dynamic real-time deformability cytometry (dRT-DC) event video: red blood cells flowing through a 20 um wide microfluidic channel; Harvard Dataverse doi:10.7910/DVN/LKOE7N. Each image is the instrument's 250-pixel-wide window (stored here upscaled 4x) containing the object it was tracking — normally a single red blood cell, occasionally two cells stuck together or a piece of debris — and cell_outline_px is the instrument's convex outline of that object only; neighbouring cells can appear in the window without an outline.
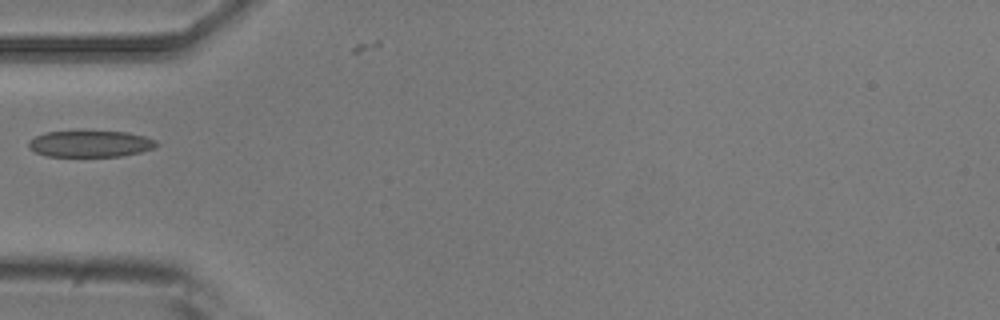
{"species": "common noctule bat (a hibernating species)", "species_latin": "Nyctalus noctula", "temperature_condition": "room temperature", "stored_images_in_passage": 25, "camera_frame_rate_fps": 3000, "um_per_image_px": 0.085, "animal": {"sex": "male", "body_mass_g": 20.5, "forearm_length_mm": 52.5}, "frame": {"image": 1, "passage_image": 1, "time_ms": 0.0, "image_size_px": [1000, 320], "cell_outline_px": [[160, 144], [156, 148], [140, 152], [120, 156], [48, 156], [36, 152], [28, 148], [28, 140], [44, 132], [128, 132], [144, 136], [156, 140]], "centroid_in_image_um": [7.7, 12.23], "position_along_channel_um": 77.3, "area_um2": 19.59}}
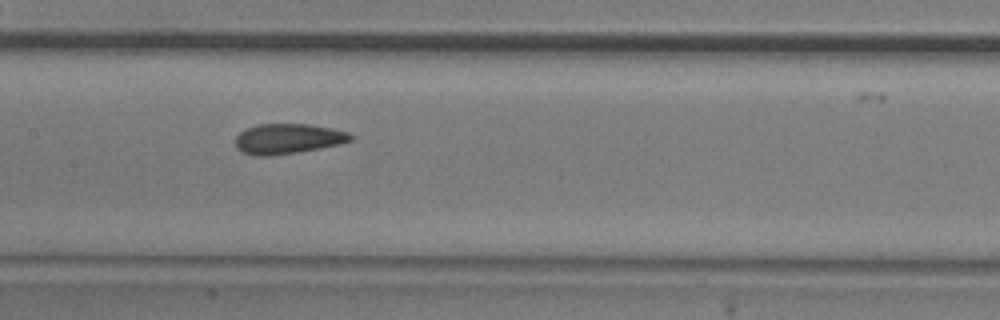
{"frame": {"image": 2, "passage_image": 9, "time_ms": 2.667, "image_size_px": [1000, 320], "cell_outline_px": [[356, 136], [352, 140], [340, 144], [300, 152], [272, 156], [256, 156], [240, 152], [236, 148], [236, 136], [240, 132], [248, 128], [260, 124], [308, 124], [332, 128], [348, 132]], "centroid_in_image_um": [24.49, 11.81], "position_along_channel_um": 182.9, "area_um2": 20.46}}
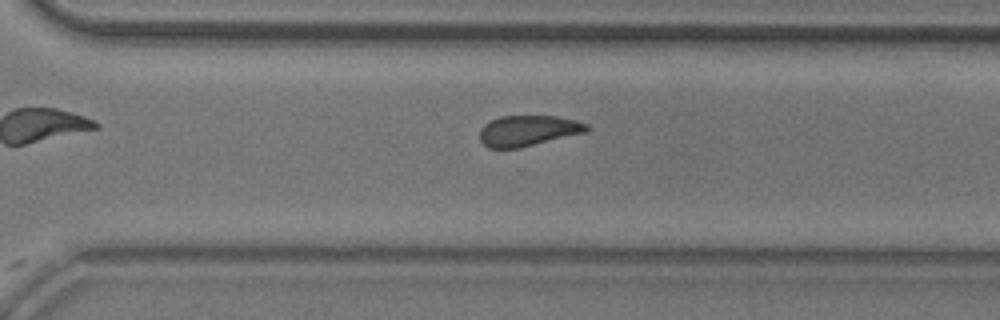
{"frame": {"image": 3, "passage_image": 20, "time_ms": 6.333, "image_size_px": [1000, 320], "cell_outline_px": [[592, 128], [588, 132], [520, 148], [488, 148], [480, 140], [480, 128], [484, 124], [500, 116], [556, 116], [576, 120], [588, 124]], "centroid_in_image_um": [44.93, 11.11], "position_along_channel_um": 325.7, "area_um2": 19.36}}